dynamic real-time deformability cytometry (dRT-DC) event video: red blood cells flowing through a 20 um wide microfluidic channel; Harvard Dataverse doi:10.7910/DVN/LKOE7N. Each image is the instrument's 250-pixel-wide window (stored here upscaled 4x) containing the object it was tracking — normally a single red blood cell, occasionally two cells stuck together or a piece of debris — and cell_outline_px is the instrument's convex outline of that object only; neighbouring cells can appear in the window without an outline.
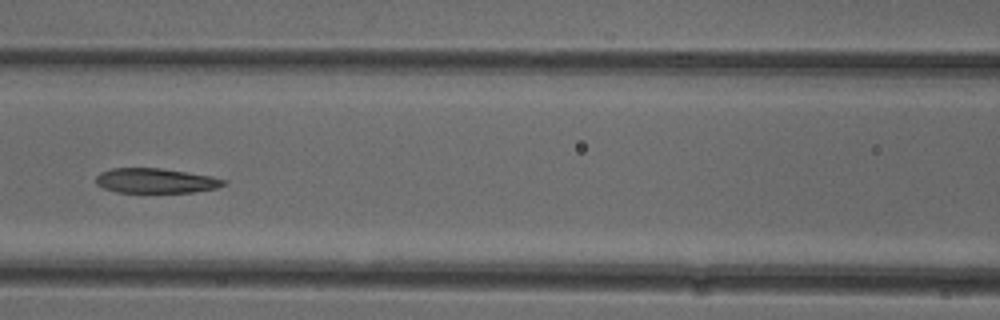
{"species": "common noctule bat (a hibernating species)", "species_latin": "Nyctalus noctula", "temperature_condition": "cold", "stored_images_in_passage": 52, "camera_frame_rate_fps": 3000, "um_per_image_px": 0.085, "animal": {"sex": "female"}, "frame": {"image": 1, "passage_image": 23, "time_ms": 7.333, "image_size_px": [1000, 320], "cell_outline_px": [[228, 184], [216, 188], [192, 192], [116, 192], [104, 188], [96, 184], [96, 176], [100, 172], [112, 168], [160, 168], [212, 176], [228, 180]], "centroid_in_image_um": [13.26, 15.36], "position_along_channel_um": 153.3, "area_um2": 18.5}, "authors_computed_cell_mechanics": {"area_um2": 20.2878, "velocity_mm_per_s": 3.8655, "shape_relaxation_time_tau1_ms": 6.3969, "shape_relaxation_time_tau2_ms": 3.0118, "deformation_change_tau1": 0.1693, "deformation_change_tau2": 0.1203}}